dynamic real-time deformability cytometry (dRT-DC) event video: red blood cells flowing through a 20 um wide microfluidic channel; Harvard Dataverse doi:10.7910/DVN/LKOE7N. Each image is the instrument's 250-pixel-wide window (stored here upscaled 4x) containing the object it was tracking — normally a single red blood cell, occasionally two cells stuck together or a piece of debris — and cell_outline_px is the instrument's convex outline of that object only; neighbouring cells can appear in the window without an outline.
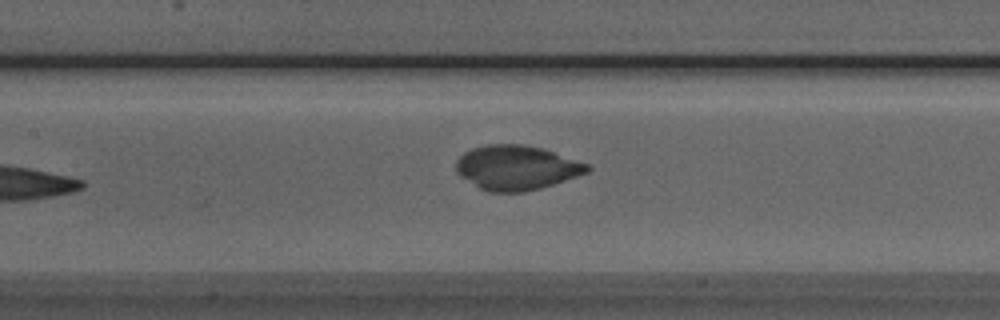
{"species": "Egyptian fruit bat (a non-hibernating species)", "species_latin": "Rousettus aegyptiacus", "temperature_condition": "room temperature", "stored_images_in_passage": 8, "camera_frame_rate_fps": 3000, "um_per_image_px": 0.085, "animal": {"sex": "male"}, "frame": {"image": 1, "passage_image": 8, "time_ms": 8.333, "image_size_px": [1000, 320], "cell_outline_px": [[592, 168], [588, 172], [540, 188], [524, 192], [488, 192], [480, 188], [460, 176], [456, 172], [456, 160], [464, 152], [472, 148], [488, 144], [524, 144], [540, 148], [588, 164]], "centroid_in_image_um": [43.86, 14.25], "position_along_channel_um": 163.5, "area_um2": 33.76}}